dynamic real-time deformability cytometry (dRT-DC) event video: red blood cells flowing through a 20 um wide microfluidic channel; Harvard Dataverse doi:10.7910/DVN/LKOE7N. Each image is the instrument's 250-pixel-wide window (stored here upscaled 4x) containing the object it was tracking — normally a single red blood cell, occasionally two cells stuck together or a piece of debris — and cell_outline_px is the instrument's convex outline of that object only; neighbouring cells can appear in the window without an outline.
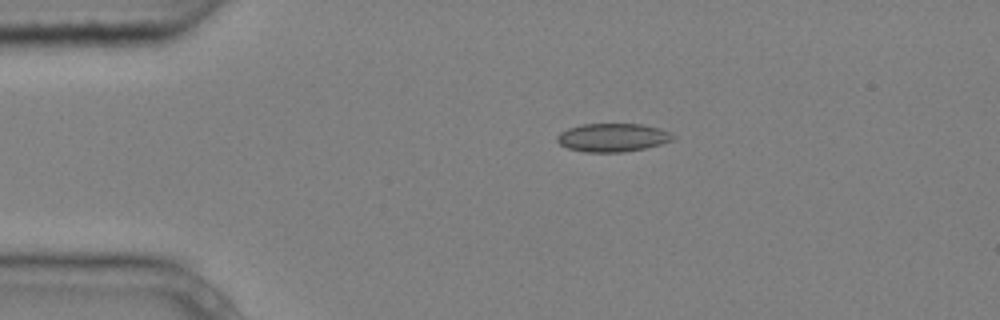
{"species": "common noctule bat (a hibernating species)", "species_latin": "Nyctalus noctula", "temperature_condition": "cold", "stored_images_in_passage": 2, "camera_frame_rate_fps": 3000, "um_per_image_px": 0.085, "animal": {"sex": "male", "body_mass_g": 20.4}, "frame": {"image": 1, "passage_image": 1, "time_ms": 0.0, "image_size_px": [1000, 320], "cell_outline_px": [[676, 136], [672, 140], [660, 144], [644, 148], [624, 152], [584, 152], [568, 148], [560, 144], [556, 140], [556, 136], [560, 132], [568, 128], [580, 124], [640, 124], [660, 128]], "centroid_in_image_um": [52.04, 11.69], "position_along_channel_um": 33.0, "area_um2": 19.13}}